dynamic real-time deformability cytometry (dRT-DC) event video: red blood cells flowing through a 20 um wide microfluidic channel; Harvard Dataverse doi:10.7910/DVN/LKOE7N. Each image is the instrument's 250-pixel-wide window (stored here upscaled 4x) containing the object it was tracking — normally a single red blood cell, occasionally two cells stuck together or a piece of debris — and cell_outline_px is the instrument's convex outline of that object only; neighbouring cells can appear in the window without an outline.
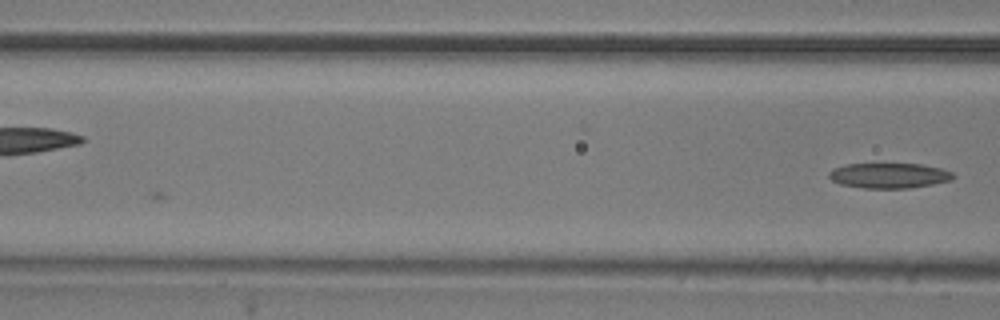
{"species": "common noctule bat (a hibernating species)", "species_latin": "Nyctalus noctula", "temperature_condition": "room temperature", "stored_images_in_passage": 7, "camera_frame_rate_fps": 3000, "um_per_image_px": 0.085, "animal": {"sex": "male", "body_mass_g": 20.5, "forearm_length_mm": 52.5}, "frame": {"image": 1, "passage_image": 7, "time_ms": 2.0, "image_size_px": [1000, 320], "cell_outline_px": [[956, 176], [952, 180], [932, 184], [908, 188], [864, 188], [840, 184], [832, 180], [828, 176], [828, 172], [832, 168], [844, 164], [920, 164], [940, 168], [952, 172]], "centroid_in_image_um": [75.55, 14.92], "position_along_channel_um": 91.1, "area_um2": 18.26}}